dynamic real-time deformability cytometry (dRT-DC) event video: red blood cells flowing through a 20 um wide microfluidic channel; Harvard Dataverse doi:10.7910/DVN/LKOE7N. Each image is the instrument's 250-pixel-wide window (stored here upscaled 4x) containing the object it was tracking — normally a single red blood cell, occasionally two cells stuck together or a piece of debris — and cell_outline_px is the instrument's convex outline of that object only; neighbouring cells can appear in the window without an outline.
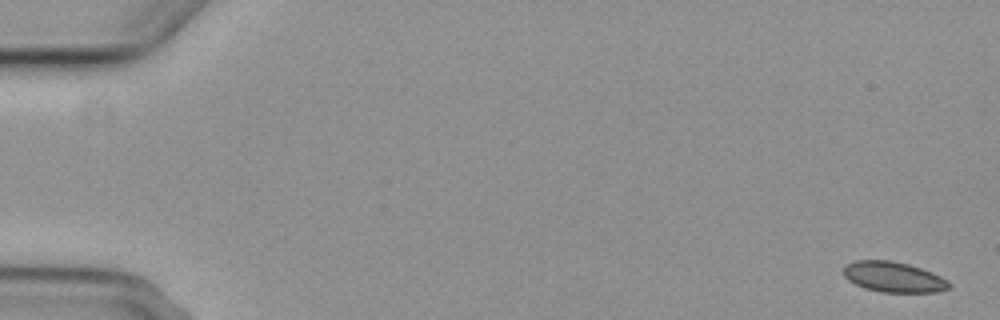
{"species": "common noctule bat (a hibernating species)", "species_latin": "Nyctalus noctula", "temperature_condition": "cold", "stored_images_in_passage": 6, "camera_frame_rate_fps": 3000, "um_per_image_px": 0.085, "animal": {"sex": "female", "body_mass_g": 29.2, "forearm_length_mm": 56.3}, "frame": {"image": 1, "passage_image": 1, "time_ms": 0.0, "image_size_px": [1000, 320], "cell_outline_px": [[952, 284], [948, 288], [940, 292], [880, 292], [864, 288], [848, 280], [844, 276], [844, 268], [848, 264], [856, 260], [892, 260], [908, 264], [932, 272], [948, 280]], "centroid_in_image_um": [75.97, 23.55], "position_along_channel_um": 9.0, "area_um2": 18.73}}